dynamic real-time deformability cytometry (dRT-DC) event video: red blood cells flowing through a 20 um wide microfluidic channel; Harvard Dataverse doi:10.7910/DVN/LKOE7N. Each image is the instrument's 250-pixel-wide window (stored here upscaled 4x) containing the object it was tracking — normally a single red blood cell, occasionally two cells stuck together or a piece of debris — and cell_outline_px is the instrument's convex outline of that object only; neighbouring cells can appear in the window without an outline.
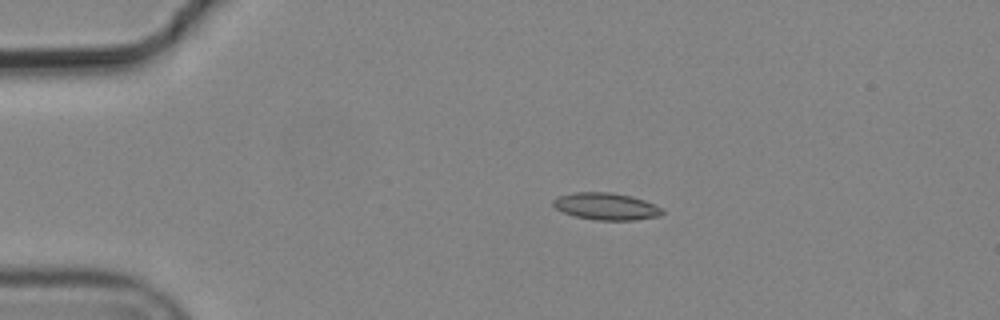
{"species": "common noctule bat (a hibernating species)", "species_latin": "Nyctalus noctula", "temperature_condition": "cold", "stored_images_in_passage": 9, "camera_frame_rate_fps": 3000, "um_per_image_px": 0.085, "animal": {"sex": "male", "body_mass_g": 19.2, "forearm_length_mm": 51.8}, "frame": {"image": 1, "passage_image": 3, "time_ms": 0.667, "image_size_px": [1000, 320], "cell_outline_px": [[664, 212], [660, 216], [636, 220], [596, 220], [576, 216], [564, 212], [556, 208], [552, 204], [552, 200], [556, 196], [572, 192], [612, 192], [632, 196], [644, 200], [664, 208]], "centroid_in_image_um": [51.53, 17.53], "position_along_channel_um": 33.5, "area_um2": 17.4}}
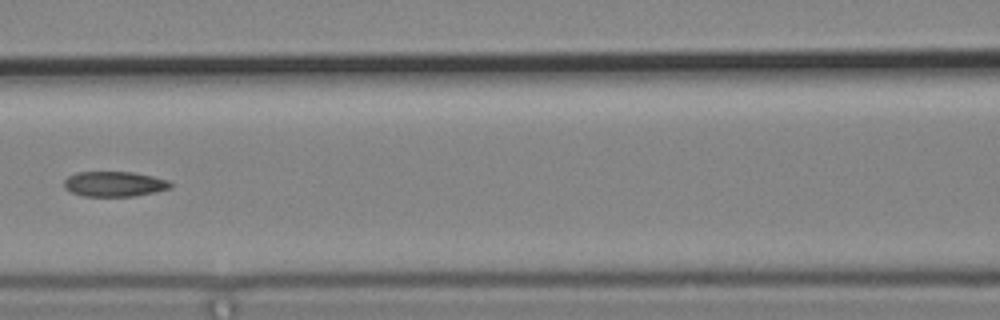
{"frame": {"image": 2, "passage_image": 7, "time_ms": 2.0, "image_size_px": [1000, 320], "cell_outline_px": [[172, 188], [156, 192], [132, 196], [84, 196], [72, 192], [64, 188], [64, 180], [68, 176], [76, 172], [132, 172], [152, 176], [168, 180], [172, 184]], "centroid_in_image_um": [9.72, 15.64], "position_along_channel_um": 156.9, "area_um2": 15.61}}
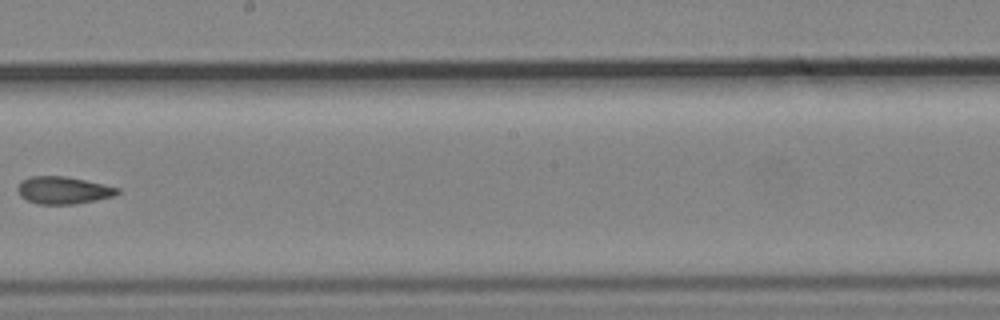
{"frame": {"image": 3, "passage_image": 9, "time_ms": 2.667, "image_size_px": [1000, 320], "cell_outline_px": [[120, 192], [112, 196], [96, 200], [72, 204], [40, 204], [28, 200], [20, 196], [16, 188], [20, 180], [32, 176], [64, 176], [104, 184], [120, 188]], "centroid_in_image_um": [5.35, 16.16], "position_along_channel_um": 242.8, "area_um2": 15.84}}